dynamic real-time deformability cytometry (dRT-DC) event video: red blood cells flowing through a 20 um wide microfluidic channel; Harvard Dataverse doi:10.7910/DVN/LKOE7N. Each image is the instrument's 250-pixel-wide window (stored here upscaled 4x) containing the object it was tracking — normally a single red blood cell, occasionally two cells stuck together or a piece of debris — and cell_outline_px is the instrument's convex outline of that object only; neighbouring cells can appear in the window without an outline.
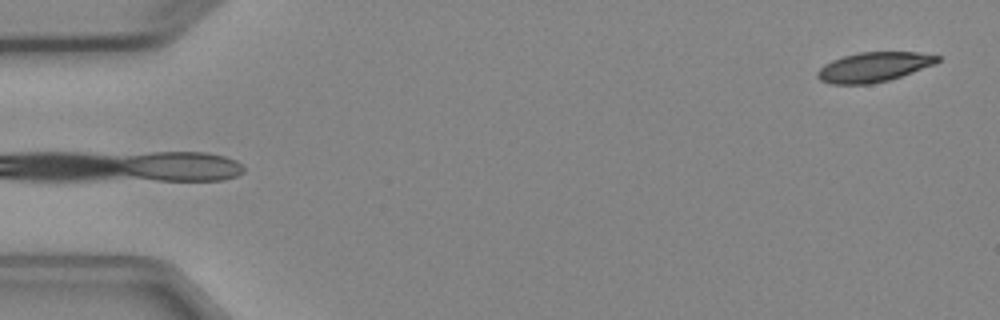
{"species": "Egyptian fruit bat (a non-hibernating species)", "species_latin": "Rousettus aegyptiacus", "temperature_condition": "cold", "stored_images_in_passage": 4, "camera_frame_rate_fps": 3000, "um_per_image_px": 0.085, "animal": {"sex": "female"}, "frame": {"image": 1, "passage_image": 4, "time_ms": 3.667, "image_size_px": [1000, 320], "cell_outline_px": [[940, 60], [936, 64], [888, 80], [868, 84], [832, 84], [820, 80], [816, 76], [816, 72], [824, 64], [832, 60], [844, 56], [860, 52], [916, 52], [940, 56]], "centroid_in_image_um": [74.26, 5.69], "position_along_channel_um": 10.7, "area_um2": 20.63}}